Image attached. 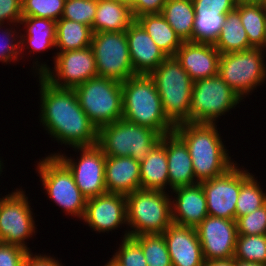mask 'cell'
<instances>
[{"instance_id":"obj_37","label":"cell","mask_w":266,"mask_h":266,"mask_svg":"<svg viewBox=\"0 0 266 266\" xmlns=\"http://www.w3.org/2000/svg\"><path fill=\"white\" fill-rule=\"evenodd\" d=\"M97 11V0H65L61 18L83 23L92 28Z\"/></svg>"},{"instance_id":"obj_48","label":"cell","mask_w":266,"mask_h":266,"mask_svg":"<svg viewBox=\"0 0 266 266\" xmlns=\"http://www.w3.org/2000/svg\"><path fill=\"white\" fill-rule=\"evenodd\" d=\"M236 3H260L261 0H235Z\"/></svg>"},{"instance_id":"obj_41","label":"cell","mask_w":266,"mask_h":266,"mask_svg":"<svg viewBox=\"0 0 266 266\" xmlns=\"http://www.w3.org/2000/svg\"><path fill=\"white\" fill-rule=\"evenodd\" d=\"M195 15H226L236 7L235 0H192Z\"/></svg>"},{"instance_id":"obj_1","label":"cell","mask_w":266,"mask_h":266,"mask_svg":"<svg viewBox=\"0 0 266 266\" xmlns=\"http://www.w3.org/2000/svg\"><path fill=\"white\" fill-rule=\"evenodd\" d=\"M40 122L58 143L91 146L98 142V129L80 107L74 89L58 88L39 75Z\"/></svg>"},{"instance_id":"obj_9","label":"cell","mask_w":266,"mask_h":266,"mask_svg":"<svg viewBox=\"0 0 266 266\" xmlns=\"http://www.w3.org/2000/svg\"><path fill=\"white\" fill-rule=\"evenodd\" d=\"M264 50L252 48L220 56L218 75L242 99L266 80Z\"/></svg>"},{"instance_id":"obj_36","label":"cell","mask_w":266,"mask_h":266,"mask_svg":"<svg viewBox=\"0 0 266 266\" xmlns=\"http://www.w3.org/2000/svg\"><path fill=\"white\" fill-rule=\"evenodd\" d=\"M65 0H22V16L57 21L62 17Z\"/></svg>"},{"instance_id":"obj_15","label":"cell","mask_w":266,"mask_h":266,"mask_svg":"<svg viewBox=\"0 0 266 266\" xmlns=\"http://www.w3.org/2000/svg\"><path fill=\"white\" fill-rule=\"evenodd\" d=\"M200 184L206 196L208 215L236 220V203L242 186V169L237 163L223 175Z\"/></svg>"},{"instance_id":"obj_32","label":"cell","mask_w":266,"mask_h":266,"mask_svg":"<svg viewBox=\"0 0 266 266\" xmlns=\"http://www.w3.org/2000/svg\"><path fill=\"white\" fill-rule=\"evenodd\" d=\"M242 186L236 203V220L266 204V193L252 173L242 168Z\"/></svg>"},{"instance_id":"obj_39","label":"cell","mask_w":266,"mask_h":266,"mask_svg":"<svg viewBox=\"0 0 266 266\" xmlns=\"http://www.w3.org/2000/svg\"><path fill=\"white\" fill-rule=\"evenodd\" d=\"M237 235L266 234V204L236 220Z\"/></svg>"},{"instance_id":"obj_45","label":"cell","mask_w":266,"mask_h":266,"mask_svg":"<svg viewBox=\"0 0 266 266\" xmlns=\"http://www.w3.org/2000/svg\"><path fill=\"white\" fill-rule=\"evenodd\" d=\"M23 266H63L60 261L51 256L45 255H36L29 253L25 258Z\"/></svg>"},{"instance_id":"obj_40","label":"cell","mask_w":266,"mask_h":266,"mask_svg":"<svg viewBox=\"0 0 266 266\" xmlns=\"http://www.w3.org/2000/svg\"><path fill=\"white\" fill-rule=\"evenodd\" d=\"M1 28H3L2 25H0V30ZM12 29L13 28H11V30L10 28L9 29L7 28L4 31L2 29L3 37L2 39H0L1 40L0 41V62L2 61L3 63L5 62L7 64L8 62L10 63L12 60L13 62L15 61L18 62L19 60L18 56H20L21 54V46H20V39H19L21 37V34L18 36L19 32H16L15 28H14V31Z\"/></svg>"},{"instance_id":"obj_43","label":"cell","mask_w":266,"mask_h":266,"mask_svg":"<svg viewBox=\"0 0 266 266\" xmlns=\"http://www.w3.org/2000/svg\"><path fill=\"white\" fill-rule=\"evenodd\" d=\"M22 17V0H0V25H4L5 20L18 25Z\"/></svg>"},{"instance_id":"obj_20","label":"cell","mask_w":266,"mask_h":266,"mask_svg":"<svg viewBox=\"0 0 266 266\" xmlns=\"http://www.w3.org/2000/svg\"><path fill=\"white\" fill-rule=\"evenodd\" d=\"M126 37L135 75H149L167 58L137 20L127 28Z\"/></svg>"},{"instance_id":"obj_10","label":"cell","mask_w":266,"mask_h":266,"mask_svg":"<svg viewBox=\"0 0 266 266\" xmlns=\"http://www.w3.org/2000/svg\"><path fill=\"white\" fill-rule=\"evenodd\" d=\"M242 98L217 75L193 82L190 122L215 123Z\"/></svg>"},{"instance_id":"obj_50","label":"cell","mask_w":266,"mask_h":266,"mask_svg":"<svg viewBox=\"0 0 266 266\" xmlns=\"http://www.w3.org/2000/svg\"><path fill=\"white\" fill-rule=\"evenodd\" d=\"M104 266H115L110 260Z\"/></svg>"},{"instance_id":"obj_26","label":"cell","mask_w":266,"mask_h":266,"mask_svg":"<svg viewBox=\"0 0 266 266\" xmlns=\"http://www.w3.org/2000/svg\"><path fill=\"white\" fill-rule=\"evenodd\" d=\"M20 25H24L27 28L26 34L20 37L21 54L26 46L30 53H40L41 51L56 47L55 21L47 18L22 17Z\"/></svg>"},{"instance_id":"obj_49","label":"cell","mask_w":266,"mask_h":266,"mask_svg":"<svg viewBox=\"0 0 266 266\" xmlns=\"http://www.w3.org/2000/svg\"><path fill=\"white\" fill-rule=\"evenodd\" d=\"M114 1L121 2V3H124V4L128 5V6H130V0H114Z\"/></svg>"},{"instance_id":"obj_13","label":"cell","mask_w":266,"mask_h":266,"mask_svg":"<svg viewBox=\"0 0 266 266\" xmlns=\"http://www.w3.org/2000/svg\"><path fill=\"white\" fill-rule=\"evenodd\" d=\"M30 207L23 189L0 198V242L18 245L31 252L25 243L36 230Z\"/></svg>"},{"instance_id":"obj_30","label":"cell","mask_w":266,"mask_h":266,"mask_svg":"<svg viewBox=\"0 0 266 266\" xmlns=\"http://www.w3.org/2000/svg\"><path fill=\"white\" fill-rule=\"evenodd\" d=\"M161 14L183 42H192L195 18L192 0H167Z\"/></svg>"},{"instance_id":"obj_2","label":"cell","mask_w":266,"mask_h":266,"mask_svg":"<svg viewBox=\"0 0 266 266\" xmlns=\"http://www.w3.org/2000/svg\"><path fill=\"white\" fill-rule=\"evenodd\" d=\"M174 132L188 147L197 183L223 175L236 164L224 147L216 123L183 122L175 125Z\"/></svg>"},{"instance_id":"obj_11","label":"cell","mask_w":266,"mask_h":266,"mask_svg":"<svg viewBox=\"0 0 266 266\" xmlns=\"http://www.w3.org/2000/svg\"><path fill=\"white\" fill-rule=\"evenodd\" d=\"M53 58L54 70H51L45 63L39 64L38 61H34L32 68L34 69L35 64L36 73L55 87L74 89L98 76L95 56L90 46L56 53Z\"/></svg>"},{"instance_id":"obj_52","label":"cell","mask_w":266,"mask_h":266,"mask_svg":"<svg viewBox=\"0 0 266 266\" xmlns=\"http://www.w3.org/2000/svg\"><path fill=\"white\" fill-rule=\"evenodd\" d=\"M265 48H266V22H265Z\"/></svg>"},{"instance_id":"obj_7","label":"cell","mask_w":266,"mask_h":266,"mask_svg":"<svg viewBox=\"0 0 266 266\" xmlns=\"http://www.w3.org/2000/svg\"><path fill=\"white\" fill-rule=\"evenodd\" d=\"M74 91L80 107L97 129L122 118V82L97 76Z\"/></svg>"},{"instance_id":"obj_8","label":"cell","mask_w":266,"mask_h":266,"mask_svg":"<svg viewBox=\"0 0 266 266\" xmlns=\"http://www.w3.org/2000/svg\"><path fill=\"white\" fill-rule=\"evenodd\" d=\"M37 171L50 200L66 214L83 218L87 198L77 187L70 170L56 157L48 155L37 163Z\"/></svg>"},{"instance_id":"obj_5","label":"cell","mask_w":266,"mask_h":266,"mask_svg":"<svg viewBox=\"0 0 266 266\" xmlns=\"http://www.w3.org/2000/svg\"><path fill=\"white\" fill-rule=\"evenodd\" d=\"M127 226L123 238L162 234L172 223L171 198L165 191L138 189L126 195Z\"/></svg>"},{"instance_id":"obj_47","label":"cell","mask_w":266,"mask_h":266,"mask_svg":"<svg viewBox=\"0 0 266 266\" xmlns=\"http://www.w3.org/2000/svg\"><path fill=\"white\" fill-rule=\"evenodd\" d=\"M235 266H266V264L235 259Z\"/></svg>"},{"instance_id":"obj_38","label":"cell","mask_w":266,"mask_h":266,"mask_svg":"<svg viewBox=\"0 0 266 266\" xmlns=\"http://www.w3.org/2000/svg\"><path fill=\"white\" fill-rule=\"evenodd\" d=\"M110 261L115 266H148L142 248L132 237L122 239L119 249Z\"/></svg>"},{"instance_id":"obj_24","label":"cell","mask_w":266,"mask_h":266,"mask_svg":"<svg viewBox=\"0 0 266 266\" xmlns=\"http://www.w3.org/2000/svg\"><path fill=\"white\" fill-rule=\"evenodd\" d=\"M167 163L166 135H163L154 149L140 161L141 189L166 191L169 186Z\"/></svg>"},{"instance_id":"obj_51","label":"cell","mask_w":266,"mask_h":266,"mask_svg":"<svg viewBox=\"0 0 266 266\" xmlns=\"http://www.w3.org/2000/svg\"><path fill=\"white\" fill-rule=\"evenodd\" d=\"M2 166H4V165H3V162L0 160V175H1V173L3 172V171H2Z\"/></svg>"},{"instance_id":"obj_3","label":"cell","mask_w":266,"mask_h":266,"mask_svg":"<svg viewBox=\"0 0 266 266\" xmlns=\"http://www.w3.org/2000/svg\"><path fill=\"white\" fill-rule=\"evenodd\" d=\"M122 102L123 119L162 135L174 132L175 125L164 114L157 87L149 75L136 74L122 82Z\"/></svg>"},{"instance_id":"obj_16","label":"cell","mask_w":266,"mask_h":266,"mask_svg":"<svg viewBox=\"0 0 266 266\" xmlns=\"http://www.w3.org/2000/svg\"><path fill=\"white\" fill-rule=\"evenodd\" d=\"M196 230L204 261L234 257L237 239L236 220L208 215Z\"/></svg>"},{"instance_id":"obj_44","label":"cell","mask_w":266,"mask_h":266,"mask_svg":"<svg viewBox=\"0 0 266 266\" xmlns=\"http://www.w3.org/2000/svg\"><path fill=\"white\" fill-rule=\"evenodd\" d=\"M167 0H130L134 18L143 14L161 13Z\"/></svg>"},{"instance_id":"obj_23","label":"cell","mask_w":266,"mask_h":266,"mask_svg":"<svg viewBox=\"0 0 266 266\" xmlns=\"http://www.w3.org/2000/svg\"><path fill=\"white\" fill-rule=\"evenodd\" d=\"M166 155L172 190L197 184L188 147L175 132L166 134Z\"/></svg>"},{"instance_id":"obj_29","label":"cell","mask_w":266,"mask_h":266,"mask_svg":"<svg viewBox=\"0 0 266 266\" xmlns=\"http://www.w3.org/2000/svg\"><path fill=\"white\" fill-rule=\"evenodd\" d=\"M92 36L91 27L83 23L60 18L56 21L55 48L59 49V52L56 53L89 47Z\"/></svg>"},{"instance_id":"obj_46","label":"cell","mask_w":266,"mask_h":266,"mask_svg":"<svg viewBox=\"0 0 266 266\" xmlns=\"http://www.w3.org/2000/svg\"><path fill=\"white\" fill-rule=\"evenodd\" d=\"M203 266H235V258L204 261Z\"/></svg>"},{"instance_id":"obj_18","label":"cell","mask_w":266,"mask_h":266,"mask_svg":"<svg viewBox=\"0 0 266 266\" xmlns=\"http://www.w3.org/2000/svg\"><path fill=\"white\" fill-rule=\"evenodd\" d=\"M173 266H203L196 228L172 223L163 233Z\"/></svg>"},{"instance_id":"obj_42","label":"cell","mask_w":266,"mask_h":266,"mask_svg":"<svg viewBox=\"0 0 266 266\" xmlns=\"http://www.w3.org/2000/svg\"><path fill=\"white\" fill-rule=\"evenodd\" d=\"M29 253L21 246L0 242V266H23Z\"/></svg>"},{"instance_id":"obj_19","label":"cell","mask_w":266,"mask_h":266,"mask_svg":"<svg viewBox=\"0 0 266 266\" xmlns=\"http://www.w3.org/2000/svg\"><path fill=\"white\" fill-rule=\"evenodd\" d=\"M220 52L213 44L183 42L175 57L193 82L218 75Z\"/></svg>"},{"instance_id":"obj_35","label":"cell","mask_w":266,"mask_h":266,"mask_svg":"<svg viewBox=\"0 0 266 266\" xmlns=\"http://www.w3.org/2000/svg\"><path fill=\"white\" fill-rule=\"evenodd\" d=\"M225 19L226 15H195L192 42L214 45Z\"/></svg>"},{"instance_id":"obj_33","label":"cell","mask_w":266,"mask_h":266,"mask_svg":"<svg viewBox=\"0 0 266 266\" xmlns=\"http://www.w3.org/2000/svg\"><path fill=\"white\" fill-rule=\"evenodd\" d=\"M142 248L148 266H173L163 234L132 237Z\"/></svg>"},{"instance_id":"obj_12","label":"cell","mask_w":266,"mask_h":266,"mask_svg":"<svg viewBox=\"0 0 266 266\" xmlns=\"http://www.w3.org/2000/svg\"><path fill=\"white\" fill-rule=\"evenodd\" d=\"M90 47L99 77L124 82L135 75L126 31L93 33Z\"/></svg>"},{"instance_id":"obj_6","label":"cell","mask_w":266,"mask_h":266,"mask_svg":"<svg viewBox=\"0 0 266 266\" xmlns=\"http://www.w3.org/2000/svg\"><path fill=\"white\" fill-rule=\"evenodd\" d=\"M162 137V134L150 127L121 118L98 129L97 144L106 156L132 157L142 161Z\"/></svg>"},{"instance_id":"obj_17","label":"cell","mask_w":266,"mask_h":266,"mask_svg":"<svg viewBox=\"0 0 266 266\" xmlns=\"http://www.w3.org/2000/svg\"><path fill=\"white\" fill-rule=\"evenodd\" d=\"M82 220L99 233L127 225L126 195L105 193L88 198Z\"/></svg>"},{"instance_id":"obj_34","label":"cell","mask_w":266,"mask_h":266,"mask_svg":"<svg viewBox=\"0 0 266 266\" xmlns=\"http://www.w3.org/2000/svg\"><path fill=\"white\" fill-rule=\"evenodd\" d=\"M234 258L266 264V234L237 235Z\"/></svg>"},{"instance_id":"obj_25","label":"cell","mask_w":266,"mask_h":266,"mask_svg":"<svg viewBox=\"0 0 266 266\" xmlns=\"http://www.w3.org/2000/svg\"><path fill=\"white\" fill-rule=\"evenodd\" d=\"M131 7L114 0H97L92 32H123L135 21Z\"/></svg>"},{"instance_id":"obj_4","label":"cell","mask_w":266,"mask_h":266,"mask_svg":"<svg viewBox=\"0 0 266 266\" xmlns=\"http://www.w3.org/2000/svg\"><path fill=\"white\" fill-rule=\"evenodd\" d=\"M149 76L153 79L167 118L177 125L190 122L192 85L175 56H168Z\"/></svg>"},{"instance_id":"obj_31","label":"cell","mask_w":266,"mask_h":266,"mask_svg":"<svg viewBox=\"0 0 266 266\" xmlns=\"http://www.w3.org/2000/svg\"><path fill=\"white\" fill-rule=\"evenodd\" d=\"M235 9L253 48L265 49L266 6L260 3H238Z\"/></svg>"},{"instance_id":"obj_28","label":"cell","mask_w":266,"mask_h":266,"mask_svg":"<svg viewBox=\"0 0 266 266\" xmlns=\"http://www.w3.org/2000/svg\"><path fill=\"white\" fill-rule=\"evenodd\" d=\"M214 46L220 54L246 51L253 48L249 44L240 14L236 9L226 14L225 22Z\"/></svg>"},{"instance_id":"obj_27","label":"cell","mask_w":266,"mask_h":266,"mask_svg":"<svg viewBox=\"0 0 266 266\" xmlns=\"http://www.w3.org/2000/svg\"><path fill=\"white\" fill-rule=\"evenodd\" d=\"M155 44L168 56H175L183 41L161 13L143 14L136 18Z\"/></svg>"},{"instance_id":"obj_22","label":"cell","mask_w":266,"mask_h":266,"mask_svg":"<svg viewBox=\"0 0 266 266\" xmlns=\"http://www.w3.org/2000/svg\"><path fill=\"white\" fill-rule=\"evenodd\" d=\"M105 186L107 193L122 195L141 189L140 161L132 157L106 156Z\"/></svg>"},{"instance_id":"obj_53","label":"cell","mask_w":266,"mask_h":266,"mask_svg":"<svg viewBox=\"0 0 266 266\" xmlns=\"http://www.w3.org/2000/svg\"><path fill=\"white\" fill-rule=\"evenodd\" d=\"M261 3L266 6V0H261Z\"/></svg>"},{"instance_id":"obj_14","label":"cell","mask_w":266,"mask_h":266,"mask_svg":"<svg viewBox=\"0 0 266 266\" xmlns=\"http://www.w3.org/2000/svg\"><path fill=\"white\" fill-rule=\"evenodd\" d=\"M80 152L76 161L65 154L54 152L56 156L72 173L74 181L81 193L88 199L107 193L105 186L106 155L98 144L73 147Z\"/></svg>"},{"instance_id":"obj_21","label":"cell","mask_w":266,"mask_h":266,"mask_svg":"<svg viewBox=\"0 0 266 266\" xmlns=\"http://www.w3.org/2000/svg\"><path fill=\"white\" fill-rule=\"evenodd\" d=\"M172 221L179 225L196 228L207 216L206 196L202 185L179 187L171 191Z\"/></svg>"}]
</instances>
